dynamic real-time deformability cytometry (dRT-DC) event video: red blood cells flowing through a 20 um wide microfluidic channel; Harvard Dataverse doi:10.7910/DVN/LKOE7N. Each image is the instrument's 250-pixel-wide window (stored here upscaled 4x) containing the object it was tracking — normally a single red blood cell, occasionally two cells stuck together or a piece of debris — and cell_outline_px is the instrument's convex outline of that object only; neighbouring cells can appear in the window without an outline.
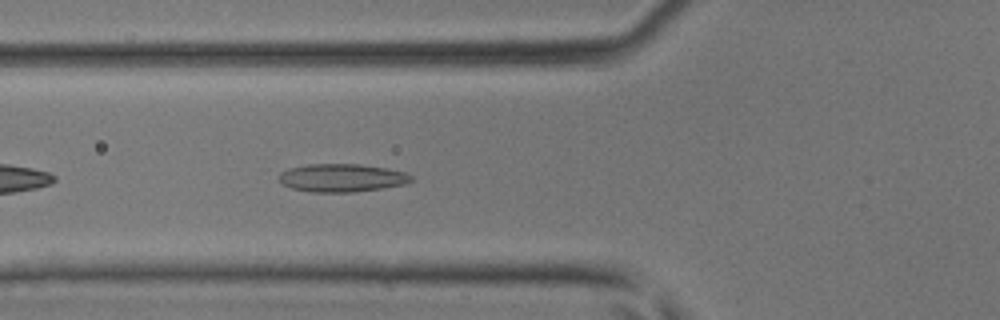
{"species": "common noctule bat (a hibernating species)", "species_latin": "Nyctalus noctula", "temperature_condition": "room temperature", "stored_images_in_passage": 31, "camera_frame_rate_fps": 3000, "um_per_image_px": 0.085, "animal": {"sex": "male", "body_mass_g": 17.9, "forearm_length_mm": 54.2}, "frame": {"image": 1, "passage_image": 4, "time_ms": 1.0, "image_size_px": [1000, 320], "cell_outline_px": [[412, 180], [404, 184], [380, 188], [352, 192], [312, 192], [292, 188], [284, 184], [276, 176], [280, 172], [288, 168], [308, 164], [360, 164], [384, 168], [404, 172], [412, 176]], "centroid_in_image_um": [29.0, 15.11], "position_along_channel_um": 96.8, "area_um2": 21.44}}
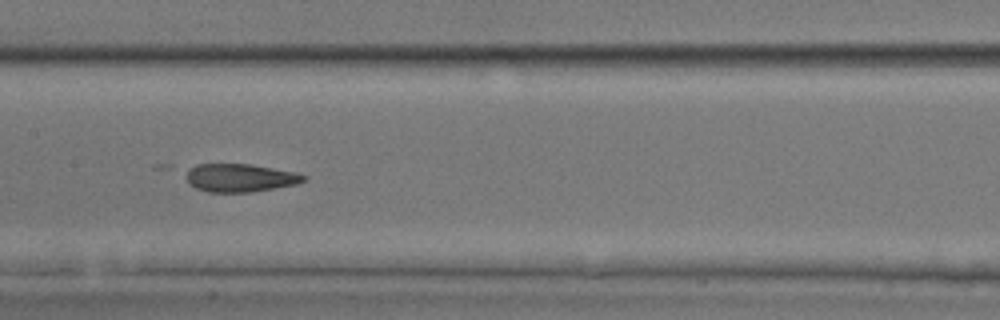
{"frame": {"image": 2, "passage_image": 10, "time_ms": 3.0, "image_size_px": [1000, 320], "cell_outline_px": [[308, 176], [304, 180], [296, 184], [248, 192], [208, 192], [196, 188], [188, 180], [188, 168], [196, 164], [252, 164], [292, 172]], "centroid_in_image_um": [20.39, 15.11], "position_along_channel_um": 187.0, "area_um2": 18.84}}
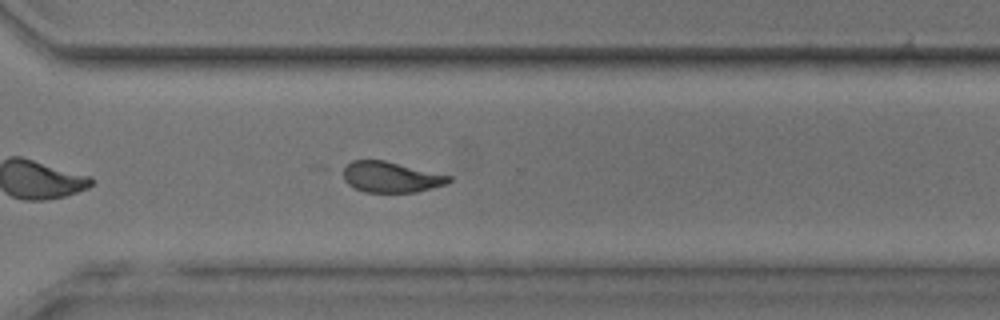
{"frame": {"image": 3, "passage_image": 20, "time_ms": 6.333, "image_size_px": [1000, 320], "cell_outline_px": [[452, 180], [448, 184], [416, 192], [364, 192], [348, 184], [344, 180], [340, 168], [352, 160], [384, 160], [452, 176]], "centroid_in_image_um": [33.2, 15.04], "position_along_channel_um": 337.4, "area_um2": 19.13}}